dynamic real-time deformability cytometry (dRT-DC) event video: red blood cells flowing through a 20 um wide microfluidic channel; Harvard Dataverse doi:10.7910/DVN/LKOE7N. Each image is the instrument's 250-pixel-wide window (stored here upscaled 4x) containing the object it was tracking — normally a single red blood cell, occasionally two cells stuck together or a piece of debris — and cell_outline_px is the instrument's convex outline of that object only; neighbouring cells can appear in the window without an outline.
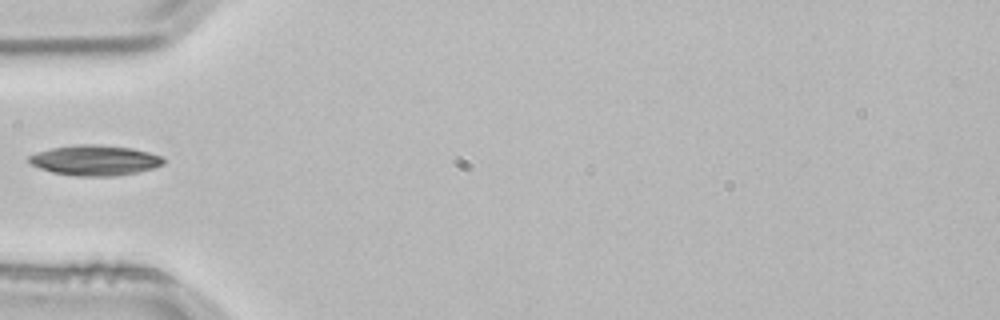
{"species": "common noctule bat (a hibernating species)", "species_latin": "Nyctalus noctula", "temperature_condition": "room temperature", "stored_images_in_passage": 3, "camera_frame_rate_fps": 3000, "um_per_image_px": 0.085, "animal": {"sex": "male", "body_mass_g": 21.5, "forearm_length_mm": 52.0}, "frame": {"image": 1, "passage_image": 3, "time_ms": 0.667, "image_size_px": [1000, 320], "cell_outline_px": [[164, 164], [152, 168], [136, 172], [116, 176], [76, 176], [52, 172], [40, 168], [32, 164], [28, 160], [28, 156], [52, 148], [80, 144], [96, 144], [132, 148], [164, 156]], "centroid_in_image_um": [8.1, 13.62], "position_along_channel_um": 76.9, "area_um2": 23.58}}